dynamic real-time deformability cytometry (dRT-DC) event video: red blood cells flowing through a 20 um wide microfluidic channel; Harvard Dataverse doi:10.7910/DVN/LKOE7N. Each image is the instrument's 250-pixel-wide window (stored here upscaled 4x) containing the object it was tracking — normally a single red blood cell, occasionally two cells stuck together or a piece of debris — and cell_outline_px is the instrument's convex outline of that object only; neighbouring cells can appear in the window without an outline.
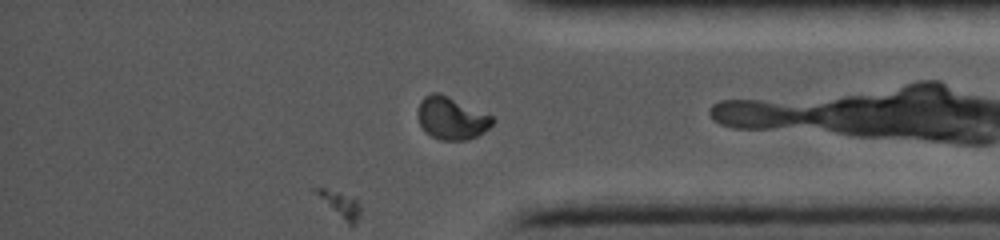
{"species": "common noctule bat (a hibernating species)", "species_latin": "Nyctalus noctula", "temperature_condition": "cold", "stored_images_in_passage": 45, "segment_of_instrument_passage": [2, 2], "camera_frame_rate_fps": 5000, "um_per_image_px": 0.085, "animal": {"sex": "female", "body_mass_g": 19.0, "forearm_length_mm": 56.7}, "frame": {"image": 1, "passage_image": 45, "time_ms": 11.0, "image_size_px": [1000, 240], "cell_outline_px": [[496, 120], [484, 132], [468, 140], [440, 140], [424, 132], [416, 116], [416, 112], [420, 100], [424, 96], [432, 92], [440, 92], [492, 116]], "centroid_in_image_um": [38.33, 10.04], "position_along_channel_um": 396.9, "area_um2": 18.73}}